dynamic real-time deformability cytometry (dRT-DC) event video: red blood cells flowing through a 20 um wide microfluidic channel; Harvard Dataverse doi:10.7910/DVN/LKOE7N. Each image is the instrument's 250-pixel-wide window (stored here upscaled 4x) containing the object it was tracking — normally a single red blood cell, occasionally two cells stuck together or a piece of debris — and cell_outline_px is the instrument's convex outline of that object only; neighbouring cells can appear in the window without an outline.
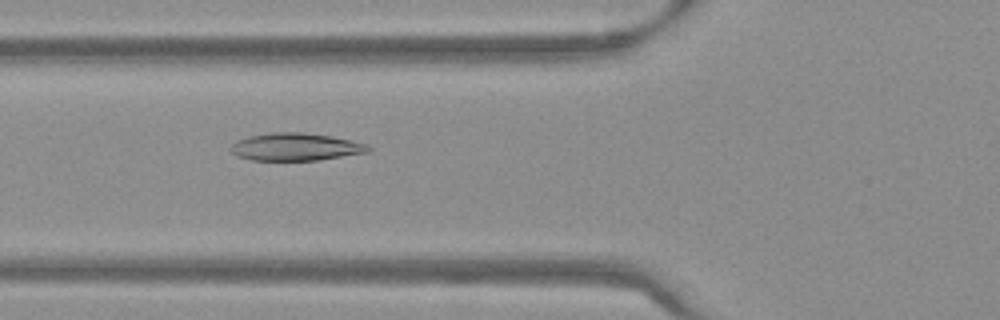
{"species": "Egyptian fruit bat (a non-hibernating species)", "species_latin": "Rousettus aegyptiacus", "temperature_condition": "warm", "stored_images_in_passage": 45, "segment_of_instrument_passage": [1, 2], "camera_frame_rate_fps": 3000, "um_per_image_px": 0.085, "frame": {"image": 1, "passage_image": 11, "time_ms": 3.333, "image_size_px": [1000, 320], "cell_outline_px": [[372, 148], [368, 152], [316, 160], [252, 160], [236, 156], [228, 148], [236, 140], [248, 136], [272, 132], [304, 132], [332, 136], [368, 144]], "centroid_in_image_um": [25.1, 12.47], "position_along_channel_um": 100.7, "area_um2": 22.2}}
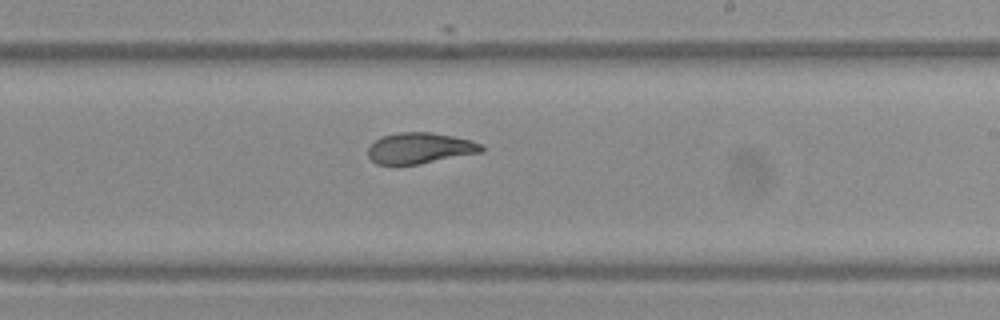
{"frame": {"image": 2, "passage_image": 23, "time_ms": 7.333, "image_size_px": [1000, 320], "cell_outline_px": [[484, 152], [420, 164], [392, 168], [376, 164], [368, 156], [368, 148], [376, 140], [384, 136], [396, 132], [432, 132], [472, 140], [484, 144]], "centroid_in_image_um": [35.69, 12.63], "position_along_channel_um": 253.3, "area_um2": 21.21}}
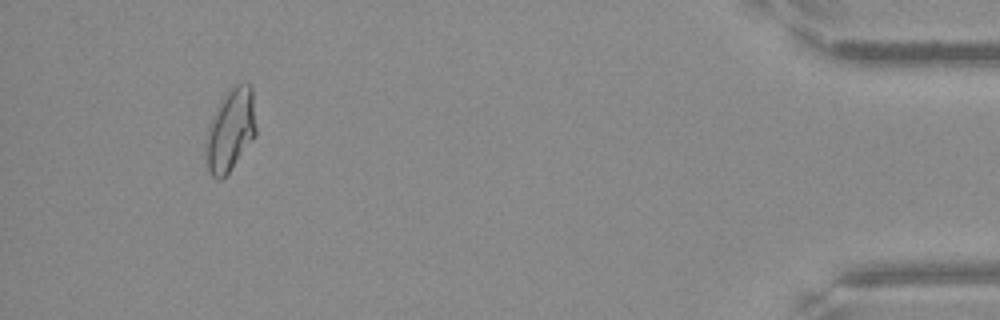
{"frame": {"image": 3, "passage_image": 41, "time_ms": 13.333, "image_size_px": [1000, 320], "cell_outline_px": [[256, 136], [228, 172], [220, 180], [216, 180], [212, 176], [204, 160], [204, 148], [208, 124], [220, 100], [228, 88], [236, 84], [252, 84], [256, 128]], "centroid_in_image_um": [19.56, 11.04], "position_along_channel_um": 415.6, "area_um2": 24.57}}